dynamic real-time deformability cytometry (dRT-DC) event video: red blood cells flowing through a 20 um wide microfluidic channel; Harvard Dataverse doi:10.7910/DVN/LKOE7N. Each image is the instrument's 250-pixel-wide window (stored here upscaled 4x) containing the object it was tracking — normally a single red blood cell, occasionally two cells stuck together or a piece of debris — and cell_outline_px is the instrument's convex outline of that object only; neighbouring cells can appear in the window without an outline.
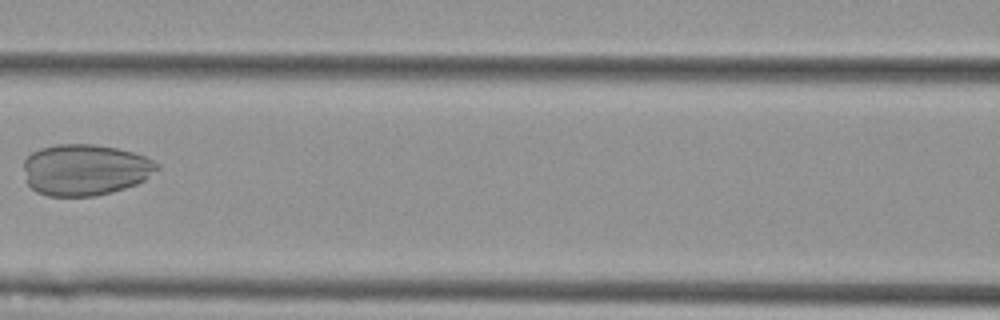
{"species": "Egyptian fruit bat (a non-hibernating species)", "species_latin": "Rousettus aegyptiacus", "temperature_condition": "cold", "stored_images_in_passage": 4, "camera_frame_rate_fps": 3000, "um_per_image_px": 0.085, "animal": {"sex": "female"}, "frame": {"image": 1, "passage_image": 4, "time_ms": 1.0, "image_size_px": [1000, 320], "cell_outline_px": [[160, 168], [144, 180], [136, 184], [112, 192], [96, 196], [48, 196], [36, 192], [28, 184], [24, 168], [24, 160], [32, 152], [40, 148], [56, 144], [92, 144], [116, 148], [132, 152], [144, 156], [160, 164]], "centroid_in_image_um": [7.24, 14.43], "position_along_channel_um": 159.4, "area_um2": 39.88}}